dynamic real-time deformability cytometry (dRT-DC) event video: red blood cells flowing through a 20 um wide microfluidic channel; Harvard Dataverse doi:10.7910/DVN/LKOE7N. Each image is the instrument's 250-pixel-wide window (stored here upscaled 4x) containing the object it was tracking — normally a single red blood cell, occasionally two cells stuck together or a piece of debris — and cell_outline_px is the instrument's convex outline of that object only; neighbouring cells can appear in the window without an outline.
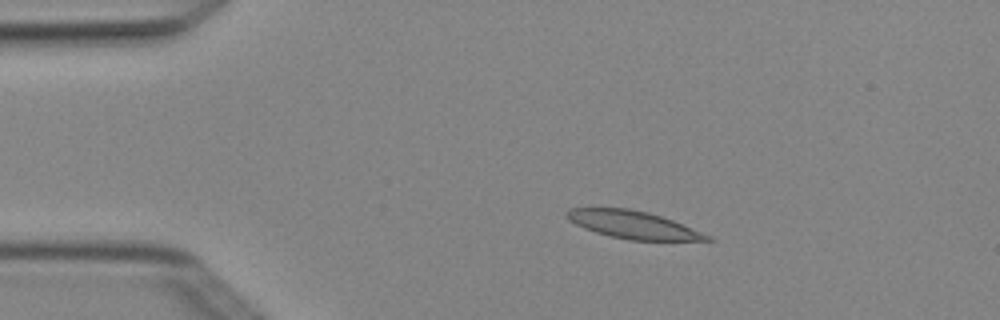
{"species": "Egyptian fruit bat (a non-hibernating species)", "species_latin": "Rousettus aegyptiacus", "temperature_condition": "cold", "stored_images_in_passage": 5, "camera_frame_rate_fps": 3000, "um_per_image_px": 0.085, "animal": {"sex": "female"}, "frame": {"image": 1, "passage_image": 2, "time_ms": 0.333, "image_size_px": [1000, 320], "cell_outline_px": [[716, 240], [628, 240], [596, 232], [584, 228], [568, 220], [564, 216], [564, 212], [568, 208], [628, 208], [648, 212], [672, 220], [712, 236]], "centroid_in_image_um": [53.77, 19.09], "position_along_channel_um": 31.2, "area_um2": 22.48}}
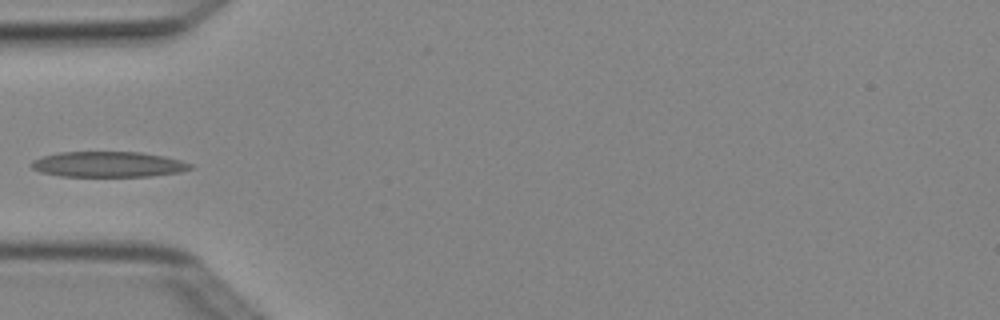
{"frame": {"image": 2, "passage_image": 4, "time_ms": 1.0, "image_size_px": [1000, 320], "cell_outline_px": [[192, 168], [180, 172], [148, 176], [60, 176], [40, 172], [32, 168], [28, 164], [32, 160], [40, 156], [60, 152], [140, 152], [164, 156], [180, 160], [192, 164]], "centroid_in_image_um": [9.14, 13.96], "position_along_channel_um": 75.9, "area_um2": 23.7}}
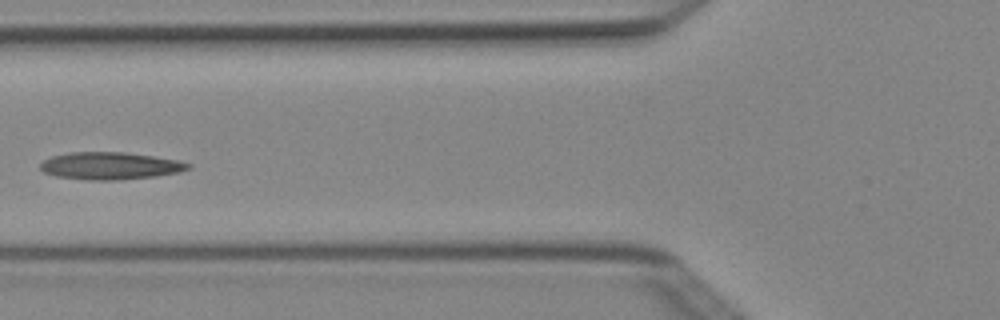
{"frame": {"image": 3, "passage_image": 5, "time_ms": 1.333, "image_size_px": [1000, 320], "cell_outline_px": [[192, 168], [180, 172], [156, 176], [116, 180], [88, 180], [56, 176], [44, 172], [40, 168], [40, 164], [44, 160], [52, 156], [68, 152], [124, 152], [180, 160], [192, 164]], "centroid_in_image_um": [9.4, 14.09], "position_along_channel_um": 116.4, "area_um2": 23.64}}